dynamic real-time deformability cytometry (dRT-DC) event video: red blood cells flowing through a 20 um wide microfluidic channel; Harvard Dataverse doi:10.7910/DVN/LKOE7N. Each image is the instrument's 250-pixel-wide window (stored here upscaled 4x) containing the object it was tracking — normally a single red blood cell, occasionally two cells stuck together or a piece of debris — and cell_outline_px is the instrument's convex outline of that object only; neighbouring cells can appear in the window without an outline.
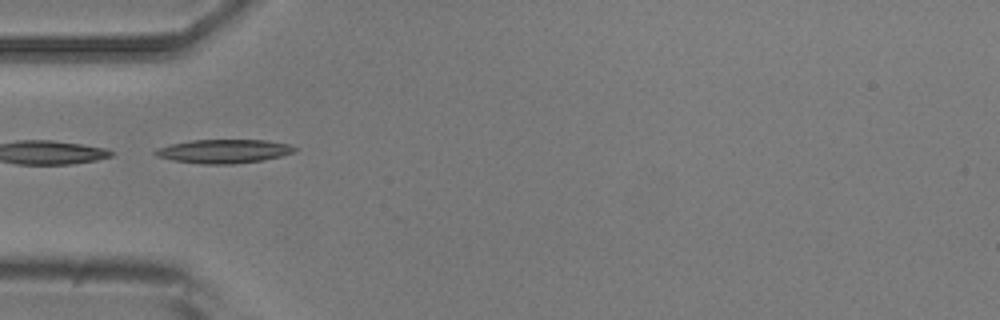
{"species": "common noctule bat (a hibernating species)", "species_latin": "Nyctalus noctula", "temperature_condition": "room temperature", "stored_images_in_passage": 5, "camera_frame_rate_fps": 3000, "um_per_image_px": 0.085, "animal": {"sex": "male", "body_mass_g": 20.5, "forearm_length_mm": 52.5}, "frame": {"image": 1, "passage_image": 4, "time_ms": 4.333, "image_size_px": [1000, 320], "cell_outline_px": [[300, 148], [296, 152], [264, 160], [232, 164], [200, 164], [172, 160], [156, 156], [152, 152], [156, 148], [168, 144], [192, 140], [268, 140], [288, 144]], "centroid_in_image_um": [19.02, 12.85], "position_along_channel_um": 66.0, "area_um2": 19.59}}